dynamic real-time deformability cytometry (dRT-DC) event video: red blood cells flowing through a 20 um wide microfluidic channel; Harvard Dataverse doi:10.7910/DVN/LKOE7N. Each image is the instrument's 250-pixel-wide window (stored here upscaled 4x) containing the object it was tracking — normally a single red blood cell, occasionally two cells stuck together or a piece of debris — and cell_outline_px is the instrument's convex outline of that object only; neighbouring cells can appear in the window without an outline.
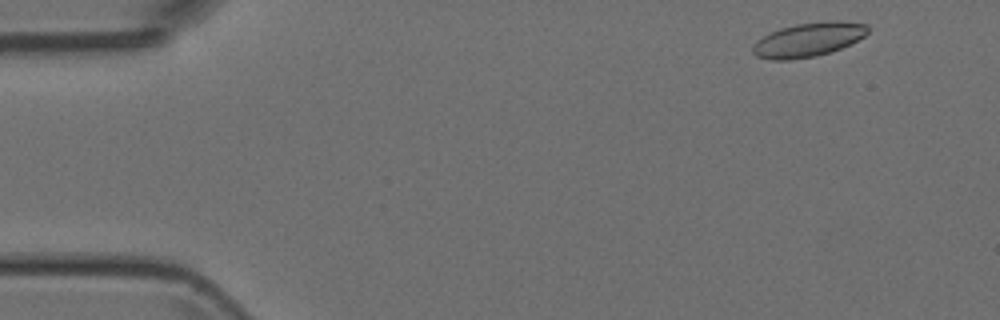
{"species": "Egyptian fruit bat (a non-hibernating species)", "species_latin": "Rousettus aegyptiacus", "temperature_condition": "room temperature", "stored_images_in_passage": 49, "camera_frame_rate_fps": 3000, "um_per_image_px": 0.085, "animal": {"sex": "female"}, "frame": {"image": 1, "passage_image": 3, "time_ms": 0.667, "image_size_px": [1000, 320], "cell_outline_px": [[868, 32], [864, 36], [832, 52], [816, 56], [788, 60], [772, 60], [756, 56], [752, 52], [752, 44], [756, 40], [780, 28], [796, 24], [836, 20], [840, 20], [868, 24]], "centroid_in_image_um": [68.69, 3.37], "position_along_channel_um": 16.3, "area_um2": 22.83}}
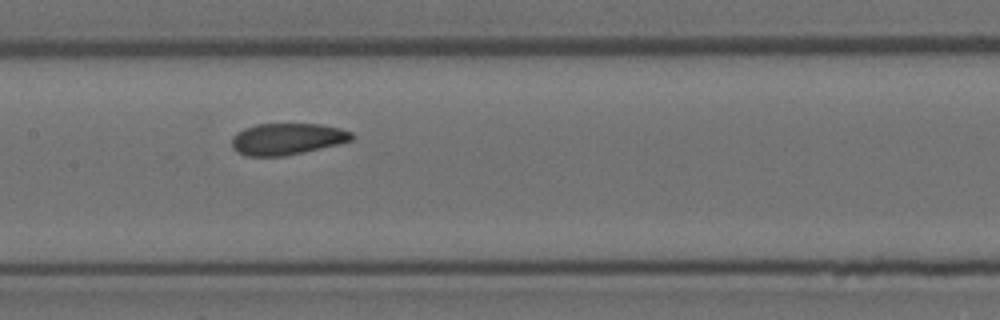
{"frame": {"image": 2, "passage_image": 23, "time_ms": 7.333, "image_size_px": [1000, 320], "cell_outline_px": [[356, 136], [352, 140], [304, 152], [284, 156], [244, 156], [236, 152], [232, 148], [232, 136], [236, 132], [244, 128], [256, 124], [320, 124], [340, 128], [352, 132]], "centroid_in_image_um": [24.37, 11.81], "position_along_channel_um": 183.0, "area_um2": 22.2}}
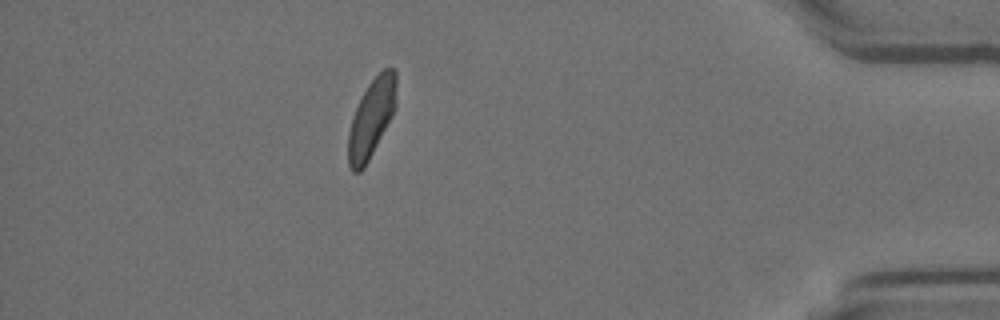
{"frame": {"image": 3, "passage_image": 43, "time_ms": 14.0, "image_size_px": [1000, 320], "cell_outline_px": [[396, 108], [392, 116], [364, 168], [360, 172], [352, 172], [348, 164], [348, 132], [356, 108], [368, 84], [384, 68], [396, 68]], "centroid_in_image_um": [31.58, 10.05], "position_along_channel_um": 403.6, "area_um2": 21.73}}